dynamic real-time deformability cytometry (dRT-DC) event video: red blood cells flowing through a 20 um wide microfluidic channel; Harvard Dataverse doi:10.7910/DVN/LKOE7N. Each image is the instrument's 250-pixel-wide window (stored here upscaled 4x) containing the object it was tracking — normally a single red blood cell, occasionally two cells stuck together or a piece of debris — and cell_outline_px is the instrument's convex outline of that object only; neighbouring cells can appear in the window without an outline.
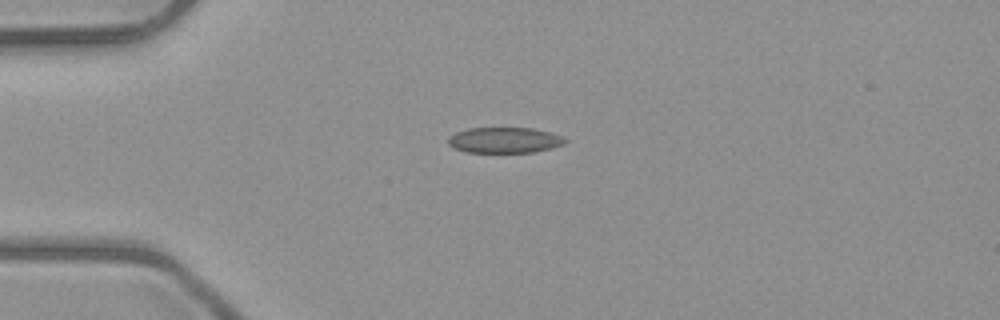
{"species": "common noctule bat (a hibernating species)", "species_latin": "Nyctalus noctula", "temperature_condition": "room temperature", "stored_images_in_passage": 6, "camera_frame_rate_fps": 3000, "um_per_image_px": 0.085, "animal": {"sex": "male", "body_mass_g": 23.1, "forearm_length_mm": 52.7}, "frame": {"image": 1, "passage_image": 2, "time_ms": 2.0, "image_size_px": [1000, 320], "cell_outline_px": [[568, 140], [564, 144], [552, 148], [532, 152], [468, 152], [456, 148], [448, 144], [448, 136], [456, 132], [468, 128], [532, 128], [548, 132], [560, 136]], "centroid_in_image_um": [42.87, 11.91], "position_along_channel_um": 42.1, "area_um2": 17.34}}
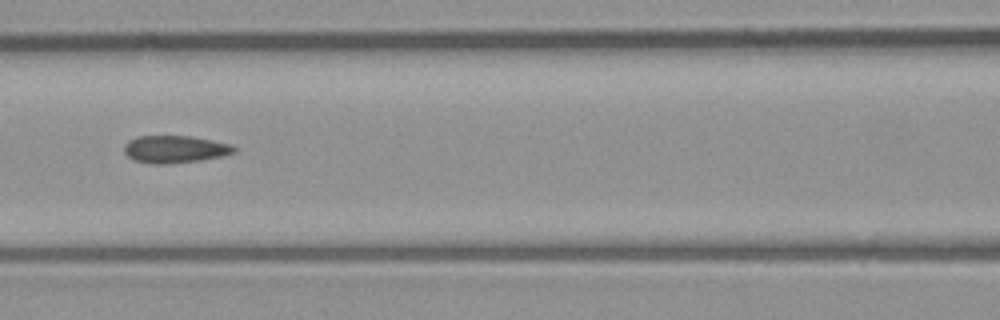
{"frame": {"image": 2, "passage_image": 5, "time_ms": 5.333, "image_size_px": [1000, 320], "cell_outline_px": [[236, 152], [224, 156], [200, 160], [168, 164], [148, 164], [132, 160], [124, 152], [124, 144], [128, 140], [140, 136], [188, 136], [232, 144], [236, 148]], "centroid_in_image_um": [14.85, 12.7], "position_along_channel_um": 151.8, "area_um2": 17.69}}
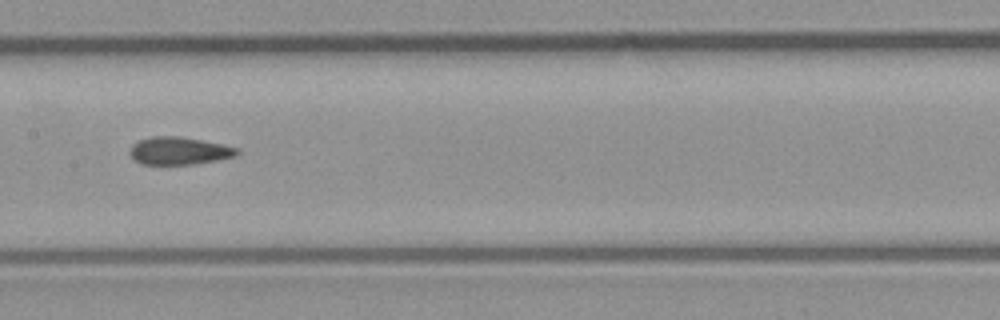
{"frame": {"image": 3, "passage_image": 6, "time_ms": 6.333, "image_size_px": [1000, 320], "cell_outline_px": [[240, 152], [236, 156], [216, 160], [192, 164], [144, 164], [136, 160], [132, 156], [132, 144], [136, 140], [152, 136], [180, 136], [240, 148]], "centroid_in_image_um": [15.25, 12.81], "position_along_channel_um": 192.2, "area_um2": 17.05}}